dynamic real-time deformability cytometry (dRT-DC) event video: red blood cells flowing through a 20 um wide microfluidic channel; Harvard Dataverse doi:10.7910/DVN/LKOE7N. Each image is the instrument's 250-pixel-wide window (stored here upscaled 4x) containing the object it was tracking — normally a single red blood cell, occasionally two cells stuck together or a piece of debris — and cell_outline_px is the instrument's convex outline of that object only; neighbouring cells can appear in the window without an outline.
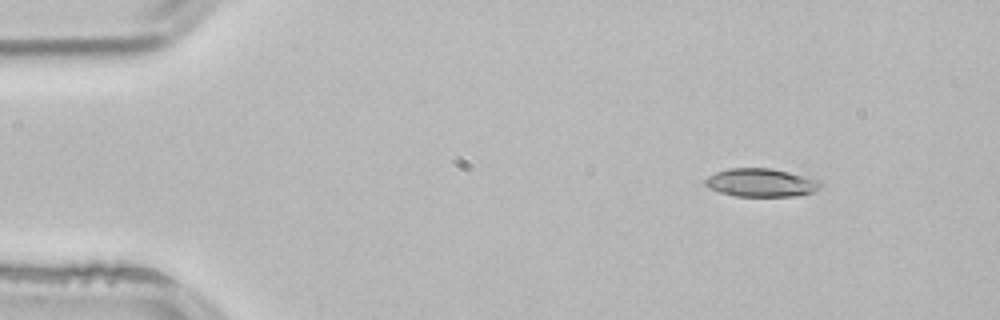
{"species": "common noctule bat (a hibernating species)", "species_latin": "Nyctalus noctula", "temperature_condition": "room temperature", "stored_images_in_passage": 3, "camera_frame_rate_fps": 3000, "um_per_image_px": 0.085, "animal": {"sex": "male", "body_mass_g": 21.5, "forearm_length_mm": 52.0}, "frame": {"image": 1, "passage_image": 1, "time_ms": 0.0, "image_size_px": [1000, 320], "cell_outline_px": [[820, 188], [812, 192], [796, 196], [736, 196], [720, 192], [708, 188], [704, 184], [704, 180], [708, 176], [716, 172], [728, 168], [772, 168], [820, 180]], "centroid_in_image_um": [64.66, 15.52], "position_along_channel_um": 20.3, "area_um2": 18.96}}
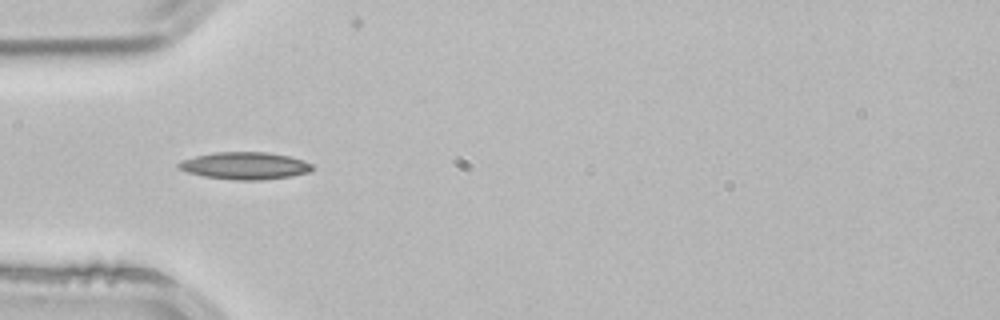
{"frame": {"image": 2, "passage_image": 3, "time_ms": 0.667, "image_size_px": [1000, 320], "cell_outline_px": [[312, 168], [308, 172], [288, 176], [260, 180], [236, 180], [204, 176], [188, 172], [176, 168], [176, 164], [184, 160], [196, 156], [212, 152], [268, 152], [288, 156], [304, 160], [312, 164]], "centroid_in_image_um": [20.79, 14.08], "position_along_channel_um": 64.2, "area_um2": 21.04}}